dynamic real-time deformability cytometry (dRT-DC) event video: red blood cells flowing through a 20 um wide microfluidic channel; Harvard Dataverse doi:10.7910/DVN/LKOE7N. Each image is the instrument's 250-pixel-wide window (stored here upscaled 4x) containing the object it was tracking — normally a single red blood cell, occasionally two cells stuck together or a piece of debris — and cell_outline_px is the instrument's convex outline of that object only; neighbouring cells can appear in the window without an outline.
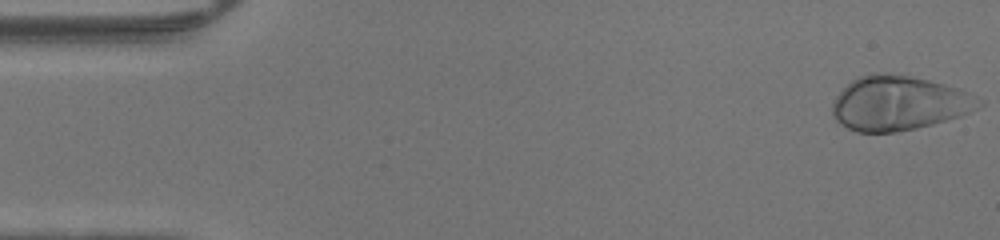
{"species": "human", "species_latin": "Homo sapiens", "temperature_condition": "warm", "stored_images_in_passage": 47, "camera_frame_rate_fps": 3000, "um_per_image_px": 0.085, "donor": {"sex": "male"}, "frame": {"image": 1, "passage_image": 1, "time_ms": 0.0, "image_size_px": [1000, 240], "cell_outline_px": [[984, 104], [960, 116], [932, 124], [916, 128], [896, 132], [856, 132], [840, 124], [832, 116], [832, 104], [836, 96], [852, 80], [860, 76], [872, 72], [888, 72], [928, 80], [944, 84], [956, 88], [984, 100]], "centroid_in_image_um": [76.37, 8.77], "position_along_channel_um": 8.6, "area_um2": 46.36}}
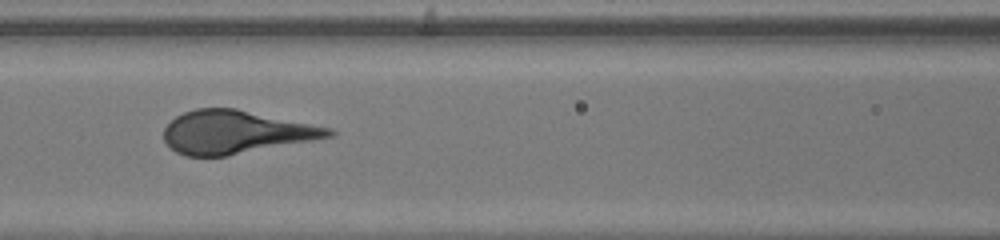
{"frame": {"image": 2, "passage_image": 20, "time_ms": 6.333, "image_size_px": [1000, 240], "cell_outline_px": [[336, 136], [228, 156], [184, 156], [176, 152], [164, 140], [164, 128], [176, 116], [184, 112], [196, 108], [236, 108], [332, 128], [336, 132]], "centroid_in_image_um": [20.07, 11.23], "position_along_channel_um": 146.5, "area_um2": 41.56}}
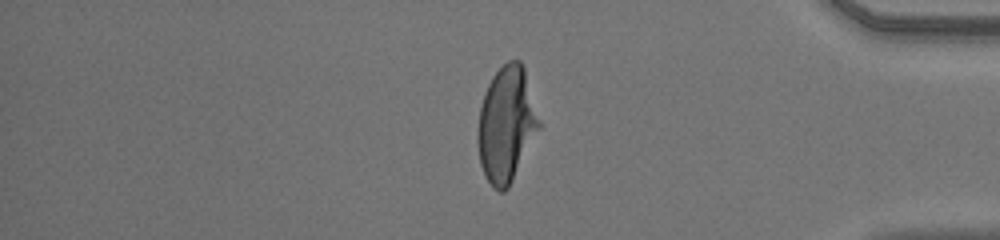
{"frame": {"image": 3, "passage_image": 39, "time_ms": 12.667, "image_size_px": [1000, 240], "cell_outline_px": [[540, 128], [508, 188], [504, 192], [500, 192], [484, 176], [480, 164], [476, 140], [476, 136], [480, 108], [484, 92], [492, 76], [508, 60], [520, 60], [524, 68], [540, 120]], "centroid_in_image_um": [43.02, 10.57], "position_along_channel_um": 392.2, "area_um2": 41.1}}